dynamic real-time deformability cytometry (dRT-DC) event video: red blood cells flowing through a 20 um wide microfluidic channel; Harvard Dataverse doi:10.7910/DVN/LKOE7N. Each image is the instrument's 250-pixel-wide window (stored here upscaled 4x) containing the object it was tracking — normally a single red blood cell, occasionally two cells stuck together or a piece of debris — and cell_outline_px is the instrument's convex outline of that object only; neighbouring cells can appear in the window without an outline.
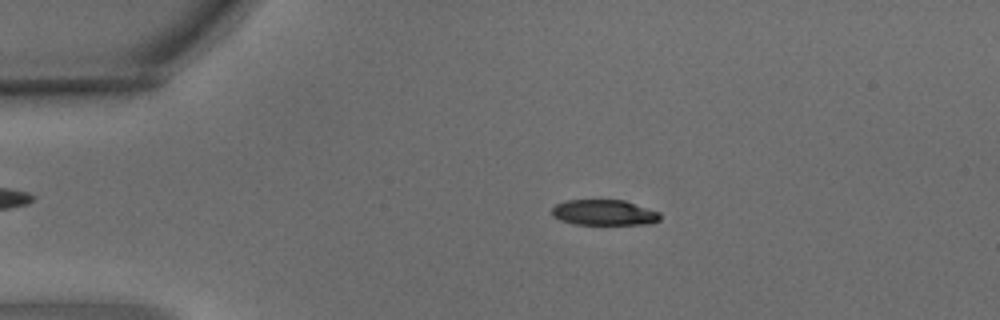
{"species": "common noctule bat (a hibernating species)", "species_latin": "Nyctalus noctula", "temperature_condition": "warm", "stored_images_in_passage": 5, "camera_frame_rate_fps": 3000, "um_per_image_px": 0.085, "animal": {"sex": "male", "body_mass_g": 15.6}, "frame": {"image": 1, "passage_image": 2, "time_ms": 0.333, "image_size_px": [1000, 320], "cell_outline_px": [[660, 220], [652, 224], [576, 224], [560, 220], [552, 216], [552, 208], [556, 204], [564, 200], [624, 200], [660, 212]], "centroid_in_image_um": [51.35, 18.06], "position_along_channel_um": 33.6, "area_um2": 16.18}}
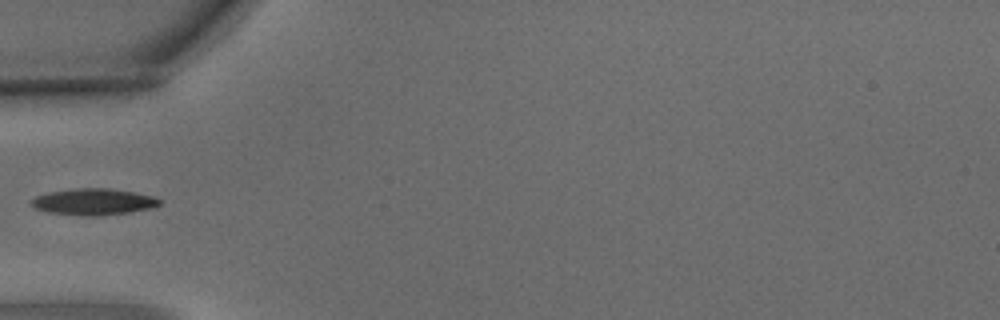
{"frame": {"image": 2, "passage_image": 4, "time_ms": 1.0, "image_size_px": [1000, 320], "cell_outline_px": [[160, 204], [152, 208], [128, 212], [96, 216], [80, 216], [48, 212], [36, 208], [32, 204], [32, 200], [36, 196], [48, 192], [76, 188], [108, 188], [136, 192], [152, 196], [160, 200]], "centroid_in_image_um": [7.96, 17.15], "position_along_channel_um": 77.0, "area_um2": 19.65}}
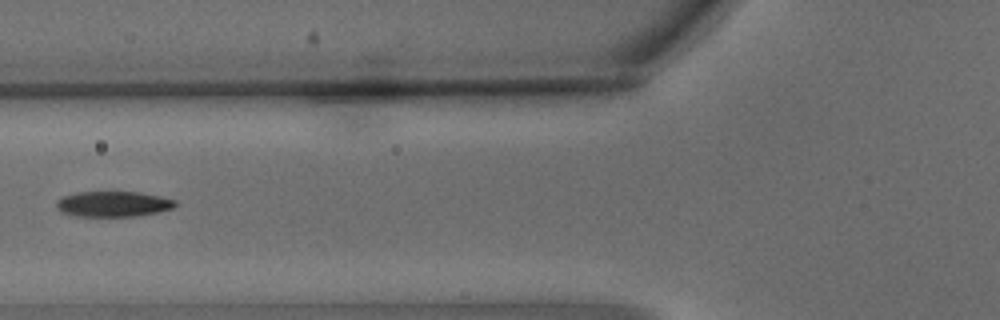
{"frame": {"image": 3, "passage_image": 5, "time_ms": 1.333, "image_size_px": [1000, 320], "cell_outline_px": [[176, 204], [172, 208], [156, 212], [136, 216], [76, 216], [60, 212], [56, 208], [56, 200], [60, 196], [76, 192], [140, 192], [160, 196], [176, 200]], "centroid_in_image_um": [9.55, 17.33], "position_along_channel_um": 116.2, "area_um2": 17.74}}